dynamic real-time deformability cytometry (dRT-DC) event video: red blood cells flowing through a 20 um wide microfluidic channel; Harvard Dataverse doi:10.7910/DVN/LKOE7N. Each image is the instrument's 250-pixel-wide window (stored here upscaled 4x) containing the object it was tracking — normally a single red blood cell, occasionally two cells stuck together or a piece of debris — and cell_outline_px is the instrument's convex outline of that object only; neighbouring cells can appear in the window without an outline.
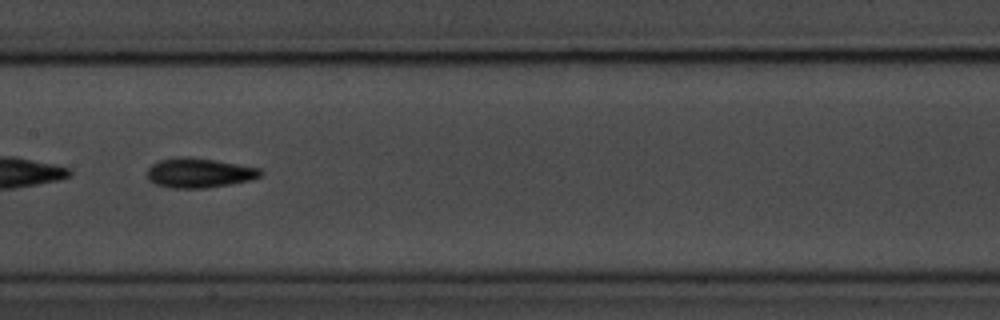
{"species": "common noctule bat (a hibernating species)", "species_latin": "Nyctalus noctula", "temperature_condition": "room temperature", "stored_images_in_passage": 40, "camera_frame_rate_fps": 3000, "um_per_image_px": 0.085, "animal": {"sex": "male", "body_mass_g": 20.1, "forearm_length_mm": 53.5}, "frame": {"image": 1, "passage_image": 18, "time_ms": 5.667, "image_size_px": [1000, 320], "cell_outline_px": [[264, 172], [260, 176], [248, 180], [228, 184], [204, 188], [172, 188], [156, 184], [148, 180], [148, 168], [152, 164], [160, 160], [176, 156], [188, 156], [216, 160], [260, 168]], "centroid_in_image_um": [16.9, 14.68], "position_along_channel_um": 190.5, "area_um2": 19.54}, "authors_computed_cell_mechanics": {"area_um2": 18.3804, "velocity_mm_per_s": 3.6066, "shape_relaxation_time_tau1_ms": 4.4838, "shape_relaxation_time_tau2_ms": 4.8506, "deformation_change_tau1": 0.158, "deformation_change_tau2": 0.1252}}